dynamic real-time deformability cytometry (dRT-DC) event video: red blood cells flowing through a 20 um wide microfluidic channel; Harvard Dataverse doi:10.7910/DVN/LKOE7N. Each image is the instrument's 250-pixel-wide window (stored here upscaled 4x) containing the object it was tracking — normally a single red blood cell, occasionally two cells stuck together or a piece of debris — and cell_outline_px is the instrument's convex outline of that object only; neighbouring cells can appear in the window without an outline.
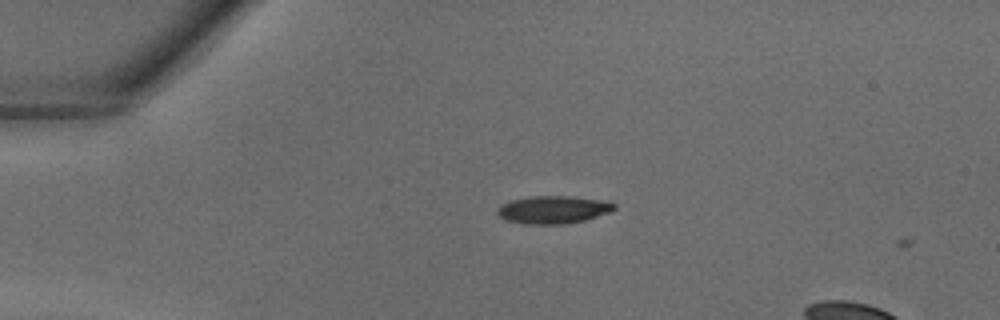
{"species": "common noctule bat (a hibernating species)", "species_latin": "Nyctalus noctula", "temperature_condition": "warm", "stored_images_in_passage": 3, "camera_frame_rate_fps": 3000, "um_per_image_px": 0.085, "animal": {"sex": "male", "body_mass_g": 18.8}, "frame": {"image": 1, "passage_image": 2, "time_ms": 0.333, "image_size_px": [1000, 320], "cell_outline_px": [[616, 208], [608, 212], [584, 220], [564, 224], [524, 224], [508, 220], [500, 216], [496, 212], [496, 208], [500, 204], [512, 200], [532, 196], [568, 196], [608, 200], [616, 204]], "centroid_in_image_um": [47.02, 17.81], "position_along_channel_um": 38.0, "area_um2": 18.9}}